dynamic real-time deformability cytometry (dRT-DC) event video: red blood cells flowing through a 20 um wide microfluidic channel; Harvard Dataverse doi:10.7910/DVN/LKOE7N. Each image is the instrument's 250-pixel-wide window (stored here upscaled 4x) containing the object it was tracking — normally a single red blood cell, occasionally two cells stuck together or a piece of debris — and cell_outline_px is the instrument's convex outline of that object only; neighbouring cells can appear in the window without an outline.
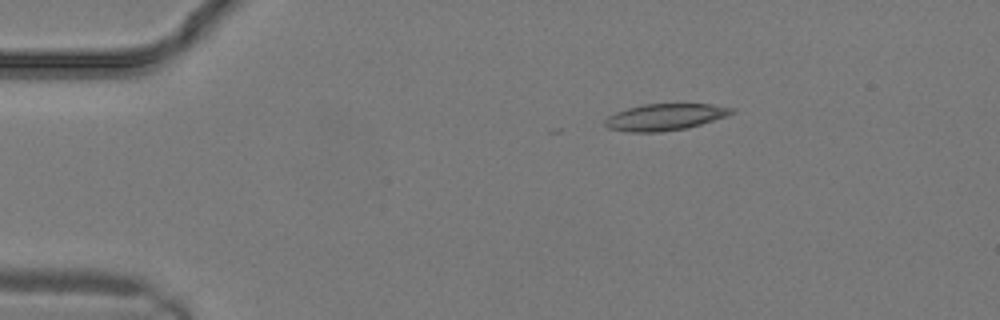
{"species": "common noctule bat (a hibernating species)", "species_latin": "Nyctalus noctula", "temperature_condition": "warm", "stored_images_in_passage": 3, "camera_frame_rate_fps": 3000, "um_per_image_px": 0.085, "animal": {"sex": "male", "body_mass_g": 19.2, "forearm_length_mm": 51.8}, "frame": {"image": 1, "passage_image": 1, "time_ms": 0.0, "image_size_px": [1000, 320], "cell_outline_px": [[736, 112], [728, 116], [688, 128], [660, 132], [628, 132], [608, 128], [604, 124], [604, 120], [608, 116], [616, 112], [628, 108], [644, 104], [712, 104], [736, 108]], "centroid_in_image_um": [56.57, 9.95], "position_along_channel_um": 28.4, "area_um2": 19.83}}